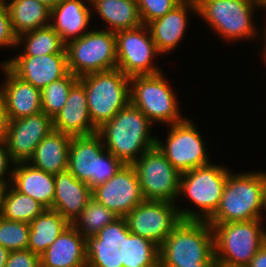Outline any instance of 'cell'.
<instances>
[{"instance_id":"3","label":"cell","mask_w":266,"mask_h":267,"mask_svg":"<svg viewBox=\"0 0 266 267\" xmlns=\"http://www.w3.org/2000/svg\"><path fill=\"white\" fill-rule=\"evenodd\" d=\"M218 263L212 226L207 221L182 220L159 247V267Z\"/></svg>"},{"instance_id":"6","label":"cell","mask_w":266,"mask_h":267,"mask_svg":"<svg viewBox=\"0 0 266 267\" xmlns=\"http://www.w3.org/2000/svg\"><path fill=\"white\" fill-rule=\"evenodd\" d=\"M263 219L210 224L214 237V256L218 263L247 267L266 242Z\"/></svg>"},{"instance_id":"24","label":"cell","mask_w":266,"mask_h":267,"mask_svg":"<svg viewBox=\"0 0 266 267\" xmlns=\"http://www.w3.org/2000/svg\"><path fill=\"white\" fill-rule=\"evenodd\" d=\"M86 239L70 225L40 255L41 267H86Z\"/></svg>"},{"instance_id":"39","label":"cell","mask_w":266,"mask_h":267,"mask_svg":"<svg viewBox=\"0 0 266 267\" xmlns=\"http://www.w3.org/2000/svg\"><path fill=\"white\" fill-rule=\"evenodd\" d=\"M14 164L15 162L10 157L5 140L0 141V184L7 186L11 184Z\"/></svg>"},{"instance_id":"22","label":"cell","mask_w":266,"mask_h":267,"mask_svg":"<svg viewBox=\"0 0 266 267\" xmlns=\"http://www.w3.org/2000/svg\"><path fill=\"white\" fill-rule=\"evenodd\" d=\"M89 0H61L51 8L50 26L67 43L89 31L92 8Z\"/></svg>"},{"instance_id":"15","label":"cell","mask_w":266,"mask_h":267,"mask_svg":"<svg viewBox=\"0 0 266 267\" xmlns=\"http://www.w3.org/2000/svg\"><path fill=\"white\" fill-rule=\"evenodd\" d=\"M92 197L118 217H125L145 200L132 165H123L109 180L94 187Z\"/></svg>"},{"instance_id":"28","label":"cell","mask_w":266,"mask_h":267,"mask_svg":"<svg viewBox=\"0 0 266 267\" xmlns=\"http://www.w3.org/2000/svg\"><path fill=\"white\" fill-rule=\"evenodd\" d=\"M71 223L58 211L45 209L30 222L27 249L41 255Z\"/></svg>"},{"instance_id":"1","label":"cell","mask_w":266,"mask_h":267,"mask_svg":"<svg viewBox=\"0 0 266 267\" xmlns=\"http://www.w3.org/2000/svg\"><path fill=\"white\" fill-rule=\"evenodd\" d=\"M154 125L131 102L98 128L105 150L124 165H132L142 154L156 146L157 135H151Z\"/></svg>"},{"instance_id":"38","label":"cell","mask_w":266,"mask_h":267,"mask_svg":"<svg viewBox=\"0 0 266 267\" xmlns=\"http://www.w3.org/2000/svg\"><path fill=\"white\" fill-rule=\"evenodd\" d=\"M5 267H41L40 255L28 249L10 251Z\"/></svg>"},{"instance_id":"25","label":"cell","mask_w":266,"mask_h":267,"mask_svg":"<svg viewBox=\"0 0 266 267\" xmlns=\"http://www.w3.org/2000/svg\"><path fill=\"white\" fill-rule=\"evenodd\" d=\"M14 166L11 185L46 209H52L55 195L54 174L35 168L28 162H17Z\"/></svg>"},{"instance_id":"41","label":"cell","mask_w":266,"mask_h":267,"mask_svg":"<svg viewBox=\"0 0 266 267\" xmlns=\"http://www.w3.org/2000/svg\"><path fill=\"white\" fill-rule=\"evenodd\" d=\"M247 267H266V242L257 251Z\"/></svg>"},{"instance_id":"29","label":"cell","mask_w":266,"mask_h":267,"mask_svg":"<svg viewBox=\"0 0 266 267\" xmlns=\"http://www.w3.org/2000/svg\"><path fill=\"white\" fill-rule=\"evenodd\" d=\"M7 5L12 28L22 33L50 25L51 9L36 0H3Z\"/></svg>"},{"instance_id":"30","label":"cell","mask_w":266,"mask_h":267,"mask_svg":"<svg viewBox=\"0 0 266 267\" xmlns=\"http://www.w3.org/2000/svg\"><path fill=\"white\" fill-rule=\"evenodd\" d=\"M20 46L23 50L16 56L66 53V43L50 25L20 34L17 38V49Z\"/></svg>"},{"instance_id":"32","label":"cell","mask_w":266,"mask_h":267,"mask_svg":"<svg viewBox=\"0 0 266 267\" xmlns=\"http://www.w3.org/2000/svg\"><path fill=\"white\" fill-rule=\"evenodd\" d=\"M123 267H159V246L128 230L125 232Z\"/></svg>"},{"instance_id":"47","label":"cell","mask_w":266,"mask_h":267,"mask_svg":"<svg viewBox=\"0 0 266 267\" xmlns=\"http://www.w3.org/2000/svg\"><path fill=\"white\" fill-rule=\"evenodd\" d=\"M259 2H260V9H265L266 11V0H259Z\"/></svg>"},{"instance_id":"10","label":"cell","mask_w":266,"mask_h":267,"mask_svg":"<svg viewBox=\"0 0 266 267\" xmlns=\"http://www.w3.org/2000/svg\"><path fill=\"white\" fill-rule=\"evenodd\" d=\"M95 28L66 43L68 69L77 77L117 68L115 33Z\"/></svg>"},{"instance_id":"12","label":"cell","mask_w":266,"mask_h":267,"mask_svg":"<svg viewBox=\"0 0 266 267\" xmlns=\"http://www.w3.org/2000/svg\"><path fill=\"white\" fill-rule=\"evenodd\" d=\"M132 166L136 170L145 200L178 203L181 173L157 146L145 151Z\"/></svg>"},{"instance_id":"31","label":"cell","mask_w":266,"mask_h":267,"mask_svg":"<svg viewBox=\"0 0 266 267\" xmlns=\"http://www.w3.org/2000/svg\"><path fill=\"white\" fill-rule=\"evenodd\" d=\"M46 208L32 197L17 191L11 184L3 197L1 217L30 223Z\"/></svg>"},{"instance_id":"17","label":"cell","mask_w":266,"mask_h":267,"mask_svg":"<svg viewBox=\"0 0 266 267\" xmlns=\"http://www.w3.org/2000/svg\"><path fill=\"white\" fill-rule=\"evenodd\" d=\"M128 230L126 219L118 217L96 236L86 238V267H123Z\"/></svg>"},{"instance_id":"2","label":"cell","mask_w":266,"mask_h":267,"mask_svg":"<svg viewBox=\"0 0 266 267\" xmlns=\"http://www.w3.org/2000/svg\"><path fill=\"white\" fill-rule=\"evenodd\" d=\"M266 172L248 171L227 176L221 201L209 224L264 219ZM266 215V214H265Z\"/></svg>"},{"instance_id":"18","label":"cell","mask_w":266,"mask_h":267,"mask_svg":"<svg viewBox=\"0 0 266 267\" xmlns=\"http://www.w3.org/2000/svg\"><path fill=\"white\" fill-rule=\"evenodd\" d=\"M16 76L42 90L68 72L67 53L13 56L3 62Z\"/></svg>"},{"instance_id":"43","label":"cell","mask_w":266,"mask_h":267,"mask_svg":"<svg viewBox=\"0 0 266 267\" xmlns=\"http://www.w3.org/2000/svg\"><path fill=\"white\" fill-rule=\"evenodd\" d=\"M263 26H264V29H263V40H264L263 43L264 44L262 46L264 49H263V53H261V54H263L262 59L264 60V63L266 64V23Z\"/></svg>"},{"instance_id":"13","label":"cell","mask_w":266,"mask_h":267,"mask_svg":"<svg viewBox=\"0 0 266 267\" xmlns=\"http://www.w3.org/2000/svg\"><path fill=\"white\" fill-rule=\"evenodd\" d=\"M115 39L117 68L125 75L131 77L162 72L155 61L161 54L157 51L147 25L116 32Z\"/></svg>"},{"instance_id":"16","label":"cell","mask_w":266,"mask_h":267,"mask_svg":"<svg viewBox=\"0 0 266 267\" xmlns=\"http://www.w3.org/2000/svg\"><path fill=\"white\" fill-rule=\"evenodd\" d=\"M53 130V120L44 112L36 115L8 120L6 146L11 159L28 162L37 145Z\"/></svg>"},{"instance_id":"45","label":"cell","mask_w":266,"mask_h":267,"mask_svg":"<svg viewBox=\"0 0 266 267\" xmlns=\"http://www.w3.org/2000/svg\"><path fill=\"white\" fill-rule=\"evenodd\" d=\"M6 188H7V185L0 184V215H1V211H2L3 197H4V193L6 191Z\"/></svg>"},{"instance_id":"21","label":"cell","mask_w":266,"mask_h":267,"mask_svg":"<svg viewBox=\"0 0 266 267\" xmlns=\"http://www.w3.org/2000/svg\"><path fill=\"white\" fill-rule=\"evenodd\" d=\"M52 120L54 130L71 136L97 132L89 114L85 88L79 81L72 86L65 105Z\"/></svg>"},{"instance_id":"19","label":"cell","mask_w":266,"mask_h":267,"mask_svg":"<svg viewBox=\"0 0 266 267\" xmlns=\"http://www.w3.org/2000/svg\"><path fill=\"white\" fill-rule=\"evenodd\" d=\"M198 14L196 0H182L164 16L147 24L157 51L163 55L170 54L187 34L189 14Z\"/></svg>"},{"instance_id":"14","label":"cell","mask_w":266,"mask_h":267,"mask_svg":"<svg viewBox=\"0 0 266 267\" xmlns=\"http://www.w3.org/2000/svg\"><path fill=\"white\" fill-rule=\"evenodd\" d=\"M177 206L167 201L144 200L124 218L132 234L149 239L160 247L182 221Z\"/></svg>"},{"instance_id":"35","label":"cell","mask_w":266,"mask_h":267,"mask_svg":"<svg viewBox=\"0 0 266 267\" xmlns=\"http://www.w3.org/2000/svg\"><path fill=\"white\" fill-rule=\"evenodd\" d=\"M30 223L14 221L0 216V246L9 251L26 250Z\"/></svg>"},{"instance_id":"40","label":"cell","mask_w":266,"mask_h":267,"mask_svg":"<svg viewBox=\"0 0 266 267\" xmlns=\"http://www.w3.org/2000/svg\"><path fill=\"white\" fill-rule=\"evenodd\" d=\"M8 119L5 111L4 101L0 92V141L6 139Z\"/></svg>"},{"instance_id":"44","label":"cell","mask_w":266,"mask_h":267,"mask_svg":"<svg viewBox=\"0 0 266 267\" xmlns=\"http://www.w3.org/2000/svg\"><path fill=\"white\" fill-rule=\"evenodd\" d=\"M38 2L44 3L50 9L56 6L61 0H36Z\"/></svg>"},{"instance_id":"23","label":"cell","mask_w":266,"mask_h":267,"mask_svg":"<svg viewBox=\"0 0 266 267\" xmlns=\"http://www.w3.org/2000/svg\"><path fill=\"white\" fill-rule=\"evenodd\" d=\"M54 180L55 195L52 209L72 223L92 198V189L68 170L54 174Z\"/></svg>"},{"instance_id":"20","label":"cell","mask_w":266,"mask_h":267,"mask_svg":"<svg viewBox=\"0 0 266 267\" xmlns=\"http://www.w3.org/2000/svg\"><path fill=\"white\" fill-rule=\"evenodd\" d=\"M5 79L0 85L8 120L36 115L42 112L41 90L16 76L4 63H0Z\"/></svg>"},{"instance_id":"5","label":"cell","mask_w":266,"mask_h":267,"mask_svg":"<svg viewBox=\"0 0 266 267\" xmlns=\"http://www.w3.org/2000/svg\"><path fill=\"white\" fill-rule=\"evenodd\" d=\"M198 14L205 25L227 42L255 40L263 29H257L254 20L259 0H196ZM207 23V24H206ZM259 31V32H258ZM261 32V33H260ZM260 33V34H259ZM256 36V37H255Z\"/></svg>"},{"instance_id":"9","label":"cell","mask_w":266,"mask_h":267,"mask_svg":"<svg viewBox=\"0 0 266 267\" xmlns=\"http://www.w3.org/2000/svg\"><path fill=\"white\" fill-rule=\"evenodd\" d=\"M124 164L105 150L101 136H72L69 144L68 167L79 181L91 189L109 180Z\"/></svg>"},{"instance_id":"7","label":"cell","mask_w":266,"mask_h":267,"mask_svg":"<svg viewBox=\"0 0 266 267\" xmlns=\"http://www.w3.org/2000/svg\"><path fill=\"white\" fill-rule=\"evenodd\" d=\"M78 81L85 88L91 121L97 129L130 103V77L118 68L89 73Z\"/></svg>"},{"instance_id":"37","label":"cell","mask_w":266,"mask_h":267,"mask_svg":"<svg viewBox=\"0 0 266 267\" xmlns=\"http://www.w3.org/2000/svg\"><path fill=\"white\" fill-rule=\"evenodd\" d=\"M18 36L14 33L7 5L0 0V49L14 47L17 49Z\"/></svg>"},{"instance_id":"42","label":"cell","mask_w":266,"mask_h":267,"mask_svg":"<svg viewBox=\"0 0 266 267\" xmlns=\"http://www.w3.org/2000/svg\"><path fill=\"white\" fill-rule=\"evenodd\" d=\"M10 251L2 246H0V267H5Z\"/></svg>"},{"instance_id":"11","label":"cell","mask_w":266,"mask_h":267,"mask_svg":"<svg viewBox=\"0 0 266 267\" xmlns=\"http://www.w3.org/2000/svg\"><path fill=\"white\" fill-rule=\"evenodd\" d=\"M186 117L183 121L166 126L165 141L157 137L156 146L165 155L172 166L184 173L199 166L211 163L206 142L203 141L193 119Z\"/></svg>"},{"instance_id":"46","label":"cell","mask_w":266,"mask_h":267,"mask_svg":"<svg viewBox=\"0 0 266 267\" xmlns=\"http://www.w3.org/2000/svg\"><path fill=\"white\" fill-rule=\"evenodd\" d=\"M218 263H199L197 266H181V267H217Z\"/></svg>"},{"instance_id":"8","label":"cell","mask_w":266,"mask_h":267,"mask_svg":"<svg viewBox=\"0 0 266 267\" xmlns=\"http://www.w3.org/2000/svg\"><path fill=\"white\" fill-rule=\"evenodd\" d=\"M176 94L163 71L155 75L130 77V102L154 125L157 122L168 126L186 118L181 115Z\"/></svg>"},{"instance_id":"26","label":"cell","mask_w":266,"mask_h":267,"mask_svg":"<svg viewBox=\"0 0 266 267\" xmlns=\"http://www.w3.org/2000/svg\"><path fill=\"white\" fill-rule=\"evenodd\" d=\"M71 138V135L53 129L37 145L28 163L51 174L66 171Z\"/></svg>"},{"instance_id":"27","label":"cell","mask_w":266,"mask_h":267,"mask_svg":"<svg viewBox=\"0 0 266 267\" xmlns=\"http://www.w3.org/2000/svg\"><path fill=\"white\" fill-rule=\"evenodd\" d=\"M106 30L113 33L137 28L142 25L137 0H89Z\"/></svg>"},{"instance_id":"36","label":"cell","mask_w":266,"mask_h":267,"mask_svg":"<svg viewBox=\"0 0 266 267\" xmlns=\"http://www.w3.org/2000/svg\"><path fill=\"white\" fill-rule=\"evenodd\" d=\"M182 0H137L142 24L164 16Z\"/></svg>"},{"instance_id":"33","label":"cell","mask_w":266,"mask_h":267,"mask_svg":"<svg viewBox=\"0 0 266 267\" xmlns=\"http://www.w3.org/2000/svg\"><path fill=\"white\" fill-rule=\"evenodd\" d=\"M117 218L116 214L92 197L71 225L86 239L96 236L101 229Z\"/></svg>"},{"instance_id":"34","label":"cell","mask_w":266,"mask_h":267,"mask_svg":"<svg viewBox=\"0 0 266 267\" xmlns=\"http://www.w3.org/2000/svg\"><path fill=\"white\" fill-rule=\"evenodd\" d=\"M79 80L70 71L41 90V108L52 119L65 105L72 86Z\"/></svg>"},{"instance_id":"48","label":"cell","mask_w":266,"mask_h":267,"mask_svg":"<svg viewBox=\"0 0 266 267\" xmlns=\"http://www.w3.org/2000/svg\"><path fill=\"white\" fill-rule=\"evenodd\" d=\"M217 267H233V266H228V265H224L222 263H218Z\"/></svg>"},{"instance_id":"4","label":"cell","mask_w":266,"mask_h":267,"mask_svg":"<svg viewBox=\"0 0 266 267\" xmlns=\"http://www.w3.org/2000/svg\"><path fill=\"white\" fill-rule=\"evenodd\" d=\"M224 165L213 162L181 173L179 197L194 204L191 210L177 206L182 220L208 221L219 207L227 176L231 172Z\"/></svg>"}]
</instances>
